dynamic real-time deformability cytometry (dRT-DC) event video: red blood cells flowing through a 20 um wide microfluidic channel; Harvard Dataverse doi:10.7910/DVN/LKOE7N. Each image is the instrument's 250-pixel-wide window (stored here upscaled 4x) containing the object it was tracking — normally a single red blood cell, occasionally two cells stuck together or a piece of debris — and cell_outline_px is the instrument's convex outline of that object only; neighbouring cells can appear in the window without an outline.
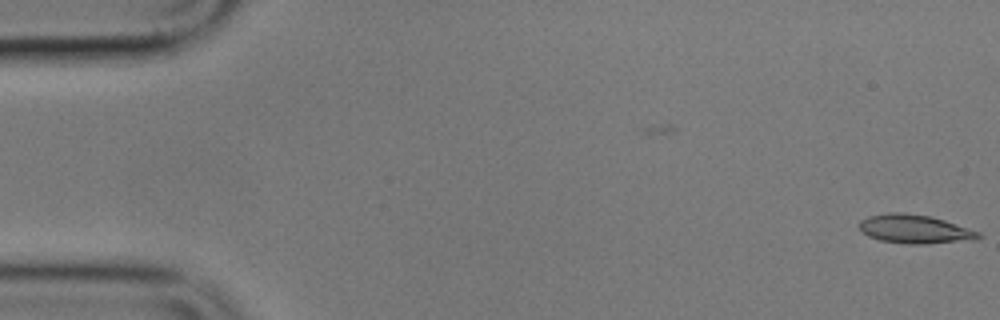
{"species": "common noctule bat (a hibernating species)", "species_latin": "Nyctalus noctula", "temperature_condition": "cold", "stored_images_in_passage": 11, "camera_frame_rate_fps": 3000, "um_per_image_px": 0.085, "animal": {"sex": "male", "body_mass_g": 17.9}, "frame": {"image": 1, "passage_image": 1, "time_ms": 0.0, "image_size_px": [1000, 320], "cell_outline_px": [[984, 236], [976, 240], [924, 244], [908, 244], [880, 240], [868, 236], [860, 228], [860, 220], [868, 216], [888, 212], [904, 212], [932, 216], [980, 232]], "centroid_in_image_um": [77.79, 19.47], "position_along_channel_um": 7.2, "area_um2": 20.11}}
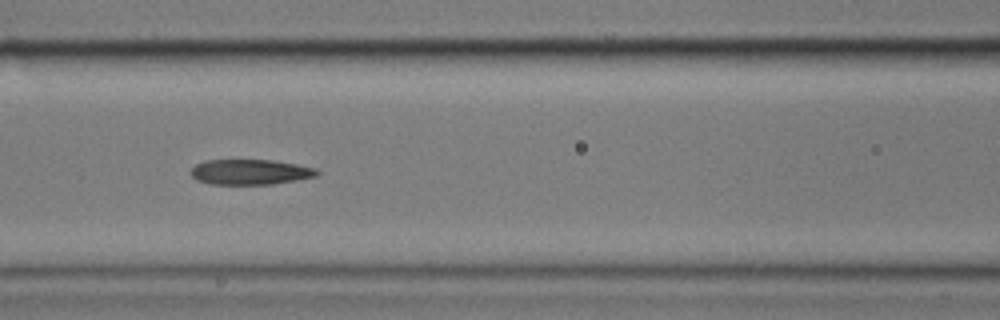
{"frame": {"image": 2, "passage_image": 7, "time_ms": 8.0, "image_size_px": [1000, 320], "cell_outline_px": [[320, 172], [316, 176], [296, 180], [272, 184], [208, 184], [196, 180], [188, 172], [196, 164], [204, 160], [272, 160], [296, 164], [316, 168]], "centroid_in_image_um": [21.23, 14.62], "position_along_channel_um": 145.4, "area_um2": 18.67}}
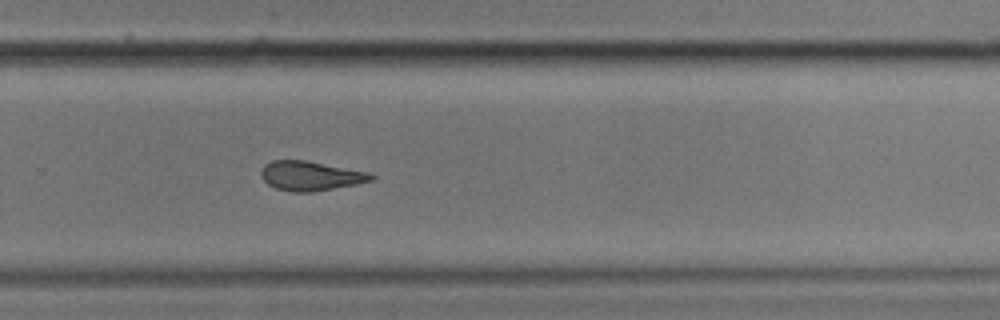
{"frame": {"image": 3, "passage_image": 11, "time_ms": 12.667, "image_size_px": [1000, 320], "cell_outline_px": [[376, 176], [372, 180], [356, 184], [312, 192], [292, 192], [276, 188], [268, 184], [260, 176], [260, 172], [264, 164], [272, 160], [304, 160], [368, 172]], "centroid_in_image_um": [26.36, 14.95], "position_along_channel_um": 303.4, "area_um2": 18.79}}